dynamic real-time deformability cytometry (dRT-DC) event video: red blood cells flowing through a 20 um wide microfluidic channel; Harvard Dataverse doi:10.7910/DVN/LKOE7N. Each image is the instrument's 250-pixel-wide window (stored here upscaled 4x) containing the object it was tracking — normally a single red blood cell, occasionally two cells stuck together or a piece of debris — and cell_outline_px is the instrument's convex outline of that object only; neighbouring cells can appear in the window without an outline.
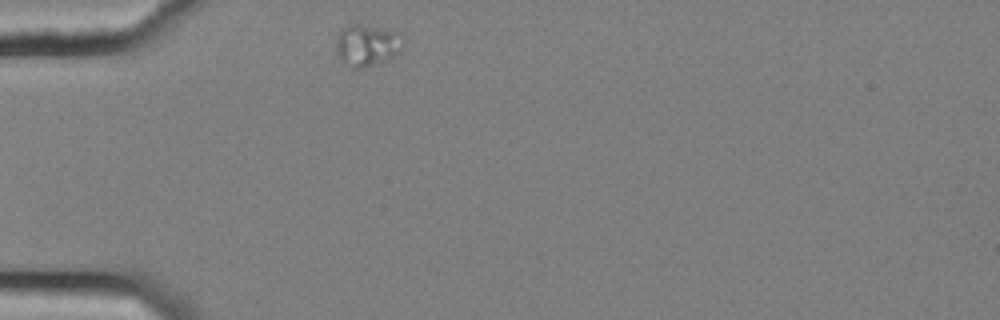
{"species": "common noctule bat (a hibernating species)", "species_latin": "Nyctalus noctula", "temperature_condition": "cold", "stored_images_in_passage": 37, "camera_frame_rate_fps": 3000, "um_per_image_px": 0.085, "animal": {"sex": "female", "body_mass_g": 25.1}, "frame": {"image": 1, "passage_image": 1, "time_ms": 0.0, "image_size_px": [1000, 320], "cell_outline_px": [[404, 44], [392, 56], [384, 60], [364, 68], [352, 68], [344, 64], [336, 52], [336, 40], [340, 32], [348, 24], [356, 24], [396, 32], [404, 36]], "centroid_in_image_um": [31.16, 3.85], "position_along_channel_um": 53.8, "area_um2": 15.9}}